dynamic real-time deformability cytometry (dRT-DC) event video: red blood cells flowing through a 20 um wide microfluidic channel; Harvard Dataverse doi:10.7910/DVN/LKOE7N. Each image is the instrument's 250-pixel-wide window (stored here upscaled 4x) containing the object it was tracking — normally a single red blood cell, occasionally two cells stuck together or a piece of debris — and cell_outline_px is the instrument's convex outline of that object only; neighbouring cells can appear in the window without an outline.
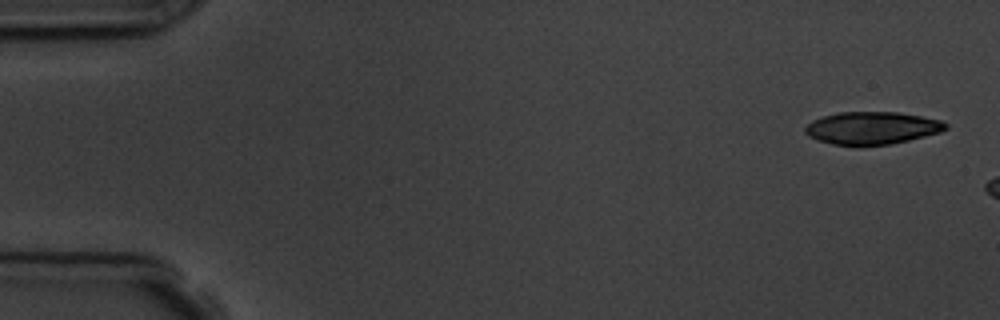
{"species": "common noctule bat (a hibernating species)", "species_latin": "Nyctalus noctula", "temperature_condition": "room temperature", "stored_images_in_passage": 3, "camera_frame_rate_fps": 3000, "um_per_image_px": 0.085, "animal": {"sex": "male", "body_mass_g": 19.5, "forearm_length_mm": 54.6}, "frame": {"image": 1, "passage_image": 1, "time_ms": 0.0, "image_size_px": [1000, 320], "cell_outline_px": [[948, 128], [940, 132], [908, 140], [888, 144], [832, 144], [816, 140], [808, 136], [804, 132], [804, 128], [812, 120], [820, 116], [840, 112], [896, 112], [920, 116], [940, 120], [948, 124]], "centroid_in_image_um": [74.08, 10.86], "position_along_channel_um": 10.9, "area_um2": 26.36}}